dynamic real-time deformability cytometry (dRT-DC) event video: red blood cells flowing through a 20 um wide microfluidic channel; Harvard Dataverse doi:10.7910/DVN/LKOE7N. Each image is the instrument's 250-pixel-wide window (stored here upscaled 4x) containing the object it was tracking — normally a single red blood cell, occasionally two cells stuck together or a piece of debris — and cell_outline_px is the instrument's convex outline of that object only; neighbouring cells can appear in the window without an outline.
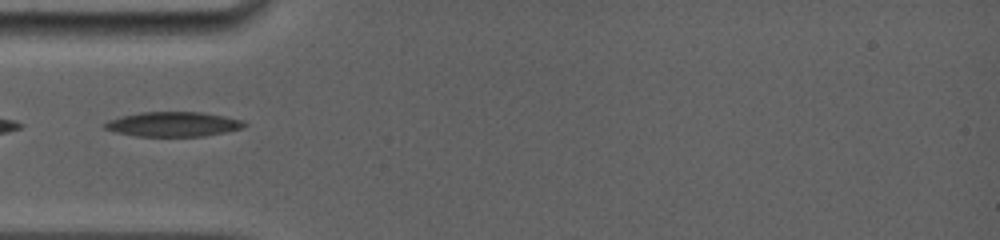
{"species": "common noctule bat (a hibernating species)", "species_latin": "Nyctalus noctula", "temperature_condition": "room temperature", "stored_images_in_passage": 8, "camera_frame_rate_fps": 5000, "um_per_image_px": 0.085, "animal": {"sex": "female", "body_mass_g": 19.0, "forearm_length_mm": 56.7}, "frame": {"image": 1, "passage_image": 1, "time_ms": 0.0, "image_size_px": [1000, 240], "cell_outline_px": [[248, 124], [244, 128], [204, 136], [136, 136], [116, 132], [104, 128], [100, 124], [108, 120], [120, 116], [140, 112], [204, 112], [244, 120]], "centroid_in_image_um": [14.72, 10.55], "position_along_channel_um": 70.3, "area_um2": 20.29}}
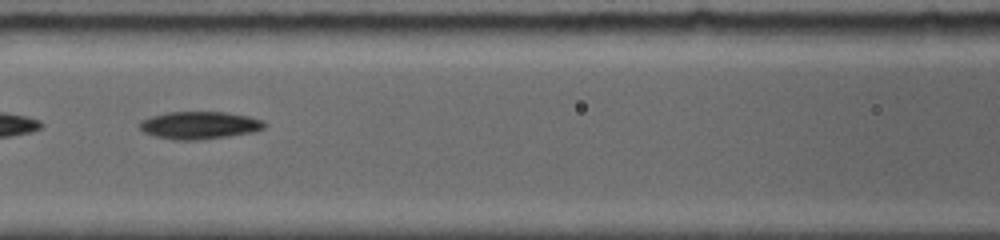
{"frame": {"image": 2, "passage_image": 4, "time_ms": 2.0, "image_size_px": [1000, 240], "cell_outline_px": [[268, 124], [264, 128], [256, 132], [200, 140], [172, 140], [156, 136], [144, 132], [140, 128], [140, 120], [152, 116], [168, 112], [224, 112], [248, 116], [264, 120]], "centroid_in_image_um": [17.0, 10.65], "position_along_channel_um": 149.6, "area_um2": 20.17}}
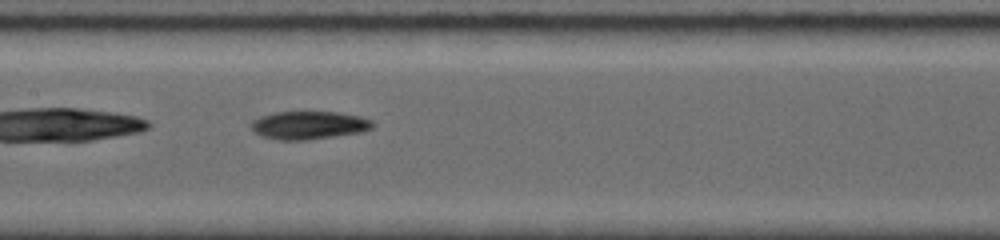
{"frame": {"image": 3, "passage_image": 5, "time_ms": 2.8, "image_size_px": [1000, 240], "cell_outline_px": [[376, 124], [372, 128], [360, 132], [308, 140], [276, 140], [260, 136], [248, 124], [252, 120], [260, 116], [276, 112], [336, 112], [360, 116], [372, 120]], "centroid_in_image_um": [26.23, 10.64], "position_along_channel_um": 181.2, "area_um2": 20.0}}